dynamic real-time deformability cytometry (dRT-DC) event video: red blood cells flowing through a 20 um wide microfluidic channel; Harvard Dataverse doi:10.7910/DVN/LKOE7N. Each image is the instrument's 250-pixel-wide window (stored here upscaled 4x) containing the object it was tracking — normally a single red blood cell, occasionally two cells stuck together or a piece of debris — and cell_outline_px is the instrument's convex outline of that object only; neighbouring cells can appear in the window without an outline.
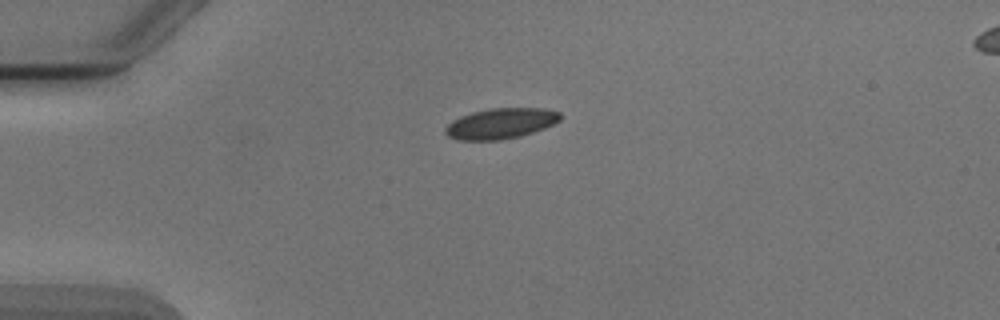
{"species": "Egyptian fruit bat (a non-hibernating species)", "species_latin": "Rousettus aegyptiacus", "temperature_condition": "cold", "stored_images_in_passage": 2, "camera_frame_rate_fps": 3000, "um_per_image_px": 0.085, "animal": {"sex": "male"}, "frame": {"image": 1, "passage_image": 1, "time_ms": 0.0, "image_size_px": [1000, 320], "cell_outline_px": [[560, 120], [544, 128], [520, 136], [500, 140], [456, 140], [448, 136], [444, 132], [444, 128], [452, 120], [460, 116], [472, 112], [492, 108], [544, 108], [560, 112]], "centroid_in_image_um": [42.52, 10.49], "position_along_channel_um": 42.5, "area_um2": 20.46}}